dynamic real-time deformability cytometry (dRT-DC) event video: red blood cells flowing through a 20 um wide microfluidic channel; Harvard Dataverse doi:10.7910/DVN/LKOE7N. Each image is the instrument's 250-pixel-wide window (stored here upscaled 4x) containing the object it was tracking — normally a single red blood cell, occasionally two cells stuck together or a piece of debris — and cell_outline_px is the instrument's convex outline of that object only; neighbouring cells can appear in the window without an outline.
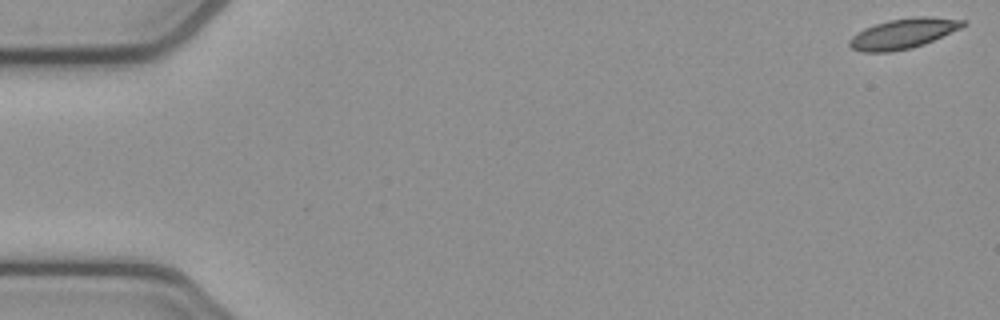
{"species": "common noctule bat (a hibernating species)", "species_latin": "Nyctalus noctula", "temperature_condition": "cold", "stored_images_in_passage": 5, "camera_frame_rate_fps": 3000, "um_per_image_px": 0.085, "animal": {"sex": "female", "body_mass_g": 21.9}, "frame": {"image": 1, "passage_image": 1, "time_ms": 0.0, "image_size_px": [1000, 320], "cell_outline_px": [[968, 24], [960, 28], [924, 44], [912, 48], [892, 52], [860, 52], [852, 48], [848, 44], [848, 40], [856, 32], [864, 28], [888, 20], [916, 16], [928, 16], [964, 20]], "centroid_in_image_um": [76.74, 2.85], "position_along_channel_um": 8.3, "area_um2": 20.0}}
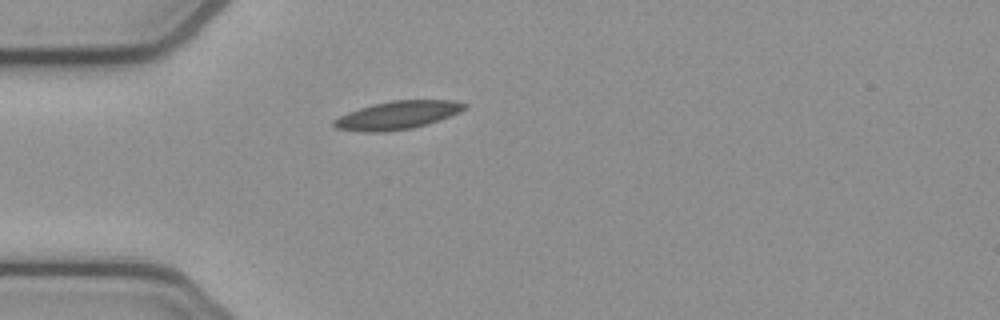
{"frame": {"image": 2, "passage_image": 5, "time_ms": 1.333, "image_size_px": [1000, 320], "cell_outline_px": [[468, 104], [460, 112], [428, 124], [412, 128], [384, 132], [360, 132], [336, 128], [332, 124], [332, 120], [348, 112], [372, 104], [392, 100], [456, 100]], "centroid_in_image_um": [33.77, 9.79], "position_along_channel_um": 51.2, "area_um2": 21.5}}